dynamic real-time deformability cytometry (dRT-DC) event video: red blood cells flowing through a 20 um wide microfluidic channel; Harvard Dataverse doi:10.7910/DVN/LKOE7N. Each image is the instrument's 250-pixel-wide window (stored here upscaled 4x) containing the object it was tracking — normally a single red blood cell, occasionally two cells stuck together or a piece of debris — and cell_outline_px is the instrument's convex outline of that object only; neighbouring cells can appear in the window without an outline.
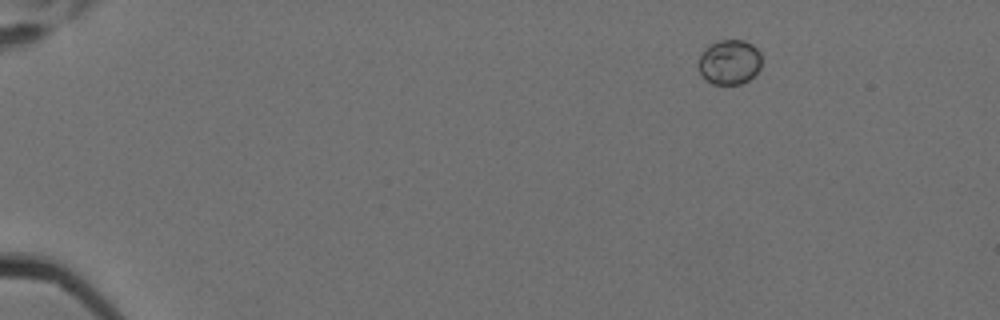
{"species": "Egyptian fruit bat (a non-hibernating species)", "species_latin": "Rousettus aegyptiacus", "temperature_condition": "cold", "stored_images_in_passage": 8, "camera_frame_rate_fps": 3000, "um_per_image_px": 0.085, "animal": {"sex": "female"}, "frame": {"image": 1, "passage_image": 1, "time_ms": 0.0, "image_size_px": [1000, 320], "cell_outline_px": [[760, 68], [748, 80], [740, 84], [712, 84], [700, 76], [700, 52], [704, 48], [720, 40], [744, 40], [752, 44], [760, 52]], "centroid_in_image_um": [61.99, 5.28], "position_along_channel_um": 23.0, "area_um2": 16.42}}
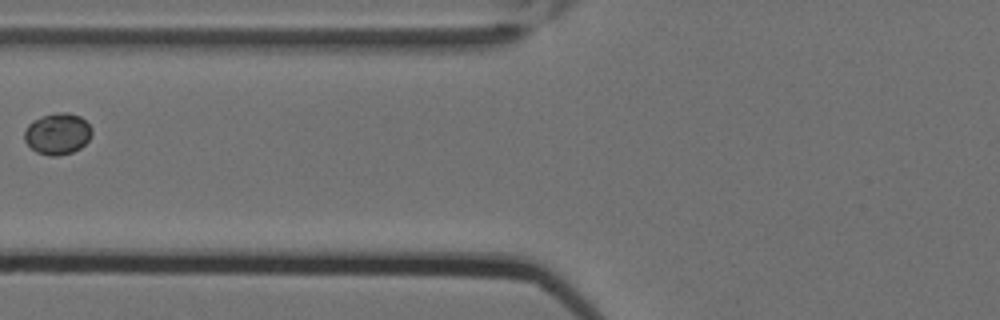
{"frame": {"image": 2, "passage_image": 6, "time_ms": 1.667, "image_size_px": [1000, 320], "cell_outline_px": [[92, 136], [80, 148], [72, 152], [56, 156], [48, 156], [36, 152], [24, 140], [24, 132], [28, 124], [32, 120], [44, 116], [60, 112], [68, 112], [80, 116], [92, 128]], "centroid_in_image_um": [4.89, 11.37], "position_along_channel_um": 120.9, "area_um2": 16.24}}
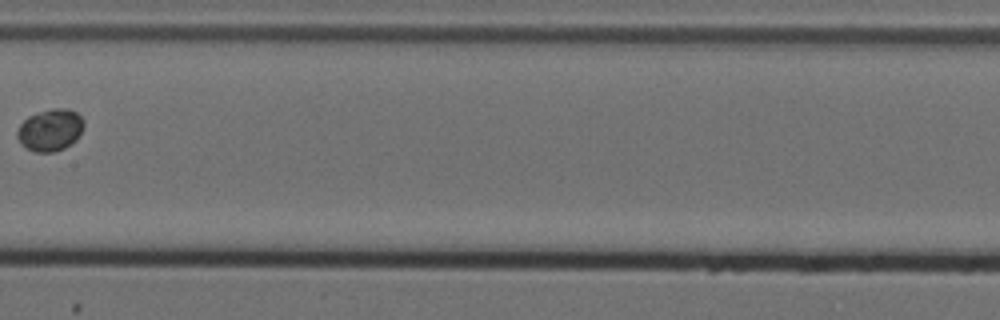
{"frame": {"image": 3, "passage_image": 8, "time_ms": 2.333, "image_size_px": [1000, 320], "cell_outline_px": [[84, 128], [76, 140], [64, 148], [52, 152], [32, 152], [24, 148], [20, 144], [16, 136], [16, 132], [20, 124], [28, 116], [52, 108], [64, 108], [76, 112], [84, 120]], "centroid_in_image_um": [4.25, 11.06], "position_along_channel_um": 203.2, "area_um2": 16.47}}